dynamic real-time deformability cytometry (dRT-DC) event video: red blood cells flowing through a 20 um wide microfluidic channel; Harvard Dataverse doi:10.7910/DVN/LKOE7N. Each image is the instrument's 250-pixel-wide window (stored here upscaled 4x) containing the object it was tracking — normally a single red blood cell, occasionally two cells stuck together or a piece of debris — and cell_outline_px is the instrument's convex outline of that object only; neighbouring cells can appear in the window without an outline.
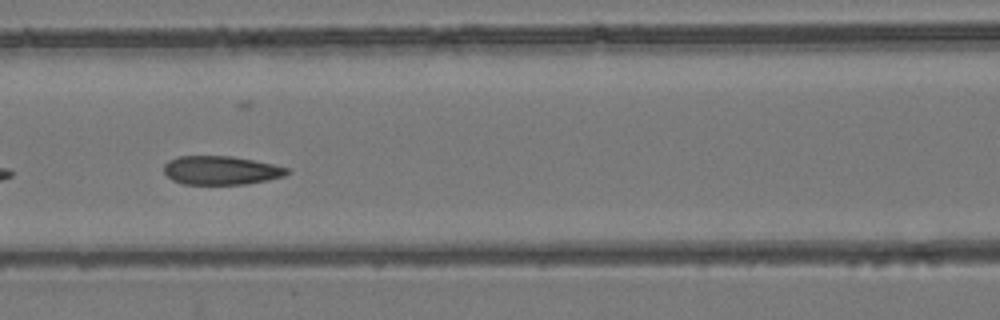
{"species": "common noctule bat (a hibernating species)", "species_latin": "Nyctalus noctula", "temperature_condition": "room temperature", "stored_images_in_passage": 8, "camera_frame_rate_fps": 3000, "um_per_image_px": 0.085, "animal": {"sex": "female", "body_mass_g": 24.6, "forearm_length_mm": 56.2}, "frame": {"image": 1, "passage_image": 6, "time_ms": 5.667, "image_size_px": [1000, 320], "cell_outline_px": [[292, 172], [284, 176], [268, 180], [244, 184], [184, 184], [172, 180], [164, 172], [164, 164], [168, 160], [180, 156], [232, 156], [272, 164], [288, 168]], "centroid_in_image_um": [18.79, 14.48], "position_along_channel_um": 147.8, "area_um2": 20.58}}
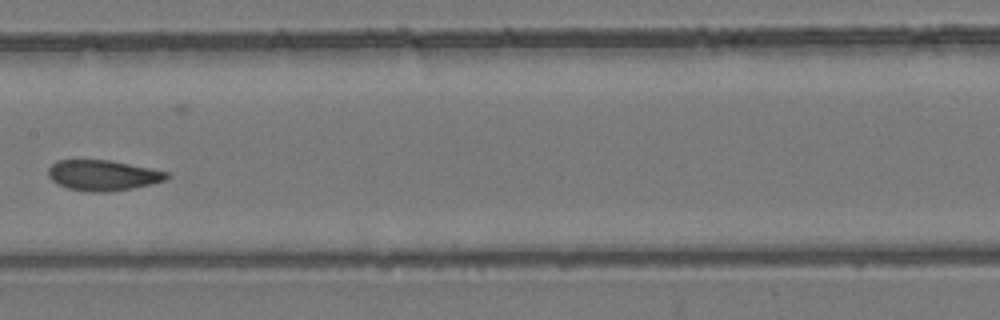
{"frame": {"image": 2, "passage_image": 7, "time_ms": 7.0, "image_size_px": [1000, 320], "cell_outline_px": [[168, 176], [164, 180], [152, 184], [132, 188], [108, 192], [92, 192], [68, 188], [52, 180], [48, 176], [48, 168], [56, 160], [108, 160], [168, 172]], "centroid_in_image_um": [8.71, 14.9], "position_along_channel_um": 198.7, "area_um2": 20.75}}
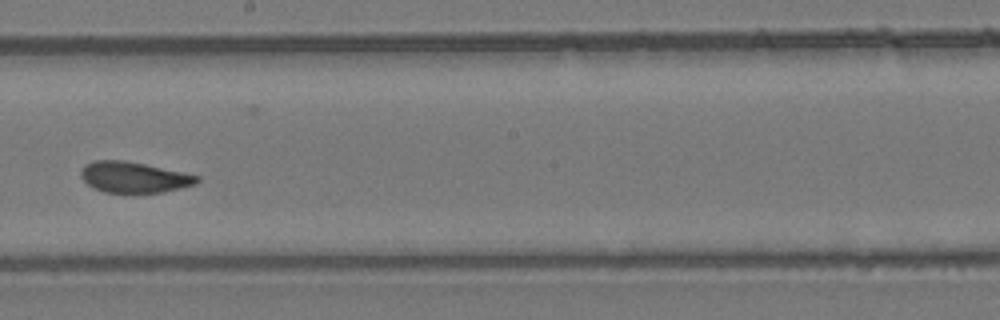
{"frame": {"image": 3, "passage_image": 8, "time_ms": 8.0, "image_size_px": [1000, 320], "cell_outline_px": [[200, 180], [196, 184], [164, 192], [104, 192], [92, 188], [80, 176], [80, 172], [84, 164], [92, 160], [124, 160], [184, 172], [200, 176]], "centroid_in_image_um": [11.37, 15.05], "position_along_channel_um": 236.8, "area_um2": 20.92}}